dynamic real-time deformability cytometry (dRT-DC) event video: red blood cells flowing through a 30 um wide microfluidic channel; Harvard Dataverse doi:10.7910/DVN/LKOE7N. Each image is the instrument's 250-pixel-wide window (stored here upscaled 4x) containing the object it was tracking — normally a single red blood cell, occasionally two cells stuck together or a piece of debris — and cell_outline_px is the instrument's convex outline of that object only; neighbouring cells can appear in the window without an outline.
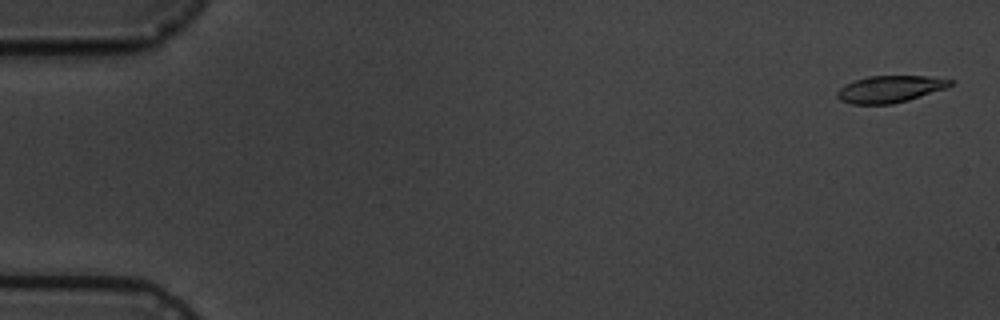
{"species": "common noctule bat (a hibernating species)", "species_latin": "Nyctalus noctula", "temperature_condition": "cold", "stored_images_in_passage": 6, "camera_frame_rate_fps": 3000, "um_per_image_px": 0.085, "animal": {"sex": "male", "body_mass_g": 19.5, "forearm_length_mm": 54.6}, "frame": {"image": 1, "passage_image": 1, "time_ms": 0.0, "image_size_px": [1000, 320], "cell_outline_px": [[952, 84], [944, 88], [908, 100], [892, 104], [852, 104], [840, 100], [836, 96], [836, 92], [844, 84], [868, 76], [928, 76], [952, 80]], "centroid_in_image_um": [75.59, 7.57], "position_along_channel_um": 9.4, "area_um2": 17.51}}